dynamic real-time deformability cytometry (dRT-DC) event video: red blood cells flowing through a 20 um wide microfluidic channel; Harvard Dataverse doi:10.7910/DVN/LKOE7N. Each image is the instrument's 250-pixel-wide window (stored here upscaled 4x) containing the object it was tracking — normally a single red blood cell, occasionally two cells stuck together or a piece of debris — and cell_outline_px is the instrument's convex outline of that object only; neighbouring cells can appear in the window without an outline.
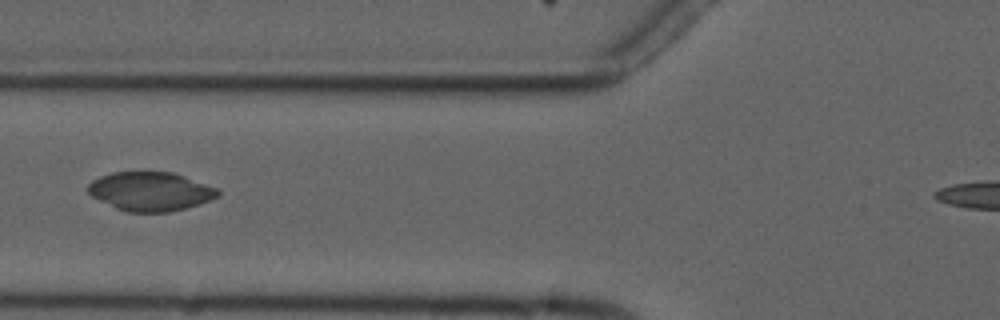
{"species": "common noctule bat (a hibernating species)", "species_latin": "Nyctalus noctula", "temperature_condition": "cold", "stored_images_in_passage": 6, "camera_frame_rate_fps": 3000, "um_per_image_px": 0.085, "animal": {"sex": "male", "forearm_length_mm": 52.5}, "frame": {"image": 1, "passage_image": 6, "time_ms": 6.667, "image_size_px": [1000, 320], "cell_outline_px": [[220, 196], [172, 212], [128, 212], [116, 208], [92, 196], [88, 192], [88, 184], [92, 180], [100, 176], [112, 172], [172, 172], [184, 176], [216, 188], [220, 192]], "centroid_in_image_um": [12.76, 16.26], "position_along_channel_um": 113.0, "area_um2": 29.13}}